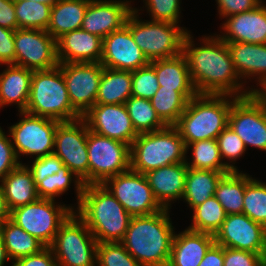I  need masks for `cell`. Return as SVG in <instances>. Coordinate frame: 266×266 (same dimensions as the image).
I'll return each mask as SVG.
<instances>
[{
    "label": "cell",
    "instance_id": "1",
    "mask_svg": "<svg viewBox=\"0 0 266 266\" xmlns=\"http://www.w3.org/2000/svg\"><path fill=\"white\" fill-rule=\"evenodd\" d=\"M189 31L183 42L191 80L198 94H225L245 97L253 92L243 88L235 71L227 43L218 35L203 36V45L195 46Z\"/></svg>",
    "mask_w": 266,
    "mask_h": 266
},
{
    "label": "cell",
    "instance_id": "2",
    "mask_svg": "<svg viewBox=\"0 0 266 266\" xmlns=\"http://www.w3.org/2000/svg\"><path fill=\"white\" fill-rule=\"evenodd\" d=\"M169 209L134 216L120 241L142 266H167L175 235Z\"/></svg>",
    "mask_w": 266,
    "mask_h": 266
},
{
    "label": "cell",
    "instance_id": "3",
    "mask_svg": "<svg viewBox=\"0 0 266 266\" xmlns=\"http://www.w3.org/2000/svg\"><path fill=\"white\" fill-rule=\"evenodd\" d=\"M76 208L97 243L120 242L132 217L103 184L85 185Z\"/></svg>",
    "mask_w": 266,
    "mask_h": 266
},
{
    "label": "cell",
    "instance_id": "4",
    "mask_svg": "<svg viewBox=\"0 0 266 266\" xmlns=\"http://www.w3.org/2000/svg\"><path fill=\"white\" fill-rule=\"evenodd\" d=\"M237 98L225 94H197L190 99L174 125L185 145L216 139L228 126L231 105Z\"/></svg>",
    "mask_w": 266,
    "mask_h": 266
},
{
    "label": "cell",
    "instance_id": "5",
    "mask_svg": "<svg viewBox=\"0 0 266 266\" xmlns=\"http://www.w3.org/2000/svg\"><path fill=\"white\" fill-rule=\"evenodd\" d=\"M186 160V145L175 126L140 133L130 146V169L138 173Z\"/></svg>",
    "mask_w": 266,
    "mask_h": 266
},
{
    "label": "cell",
    "instance_id": "6",
    "mask_svg": "<svg viewBox=\"0 0 266 266\" xmlns=\"http://www.w3.org/2000/svg\"><path fill=\"white\" fill-rule=\"evenodd\" d=\"M25 112L60 122L82 118L70 103L66 83L59 66L50 70L33 71Z\"/></svg>",
    "mask_w": 266,
    "mask_h": 266
},
{
    "label": "cell",
    "instance_id": "7",
    "mask_svg": "<svg viewBox=\"0 0 266 266\" xmlns=\"http://www.w3.org/2000/svg\"><path fill=\"white\" fill-rule=\"evenodd\" d=\"M138 11L140 10L134 8L127 19L126 26L147 59L153 61L181 55L184 38L189 31L171 22L139 20Z\"/></svg>",
    "mask_w": 266,
    "mask_h": 266
},
{
    "label": "cell",
    "instance_id": "8",
    "mask_svg": "<svg viewBox=\"0 0 266 266\" xmlns=\"http://www.w3.org/2000/svg\"><path fill=\"white\" fill-rule=\"evenodd\" d=\"M97 245L85 222L73 211L49 247L58 266H96Z\"/></svg>",
    "mask_w": 266,
    "mask_h": 266
},
{
    "label": "cell",
    "instance_id": "9",
    "mask_svg": "<svg viewBox=\"0 0 266 266\" xmlns=\"http://www.w3.org/2000/svg\"><path fill=\"white\" fill-rule=\"evenodd\" d=\"M74 208L72 205H57L53 199L39 198L33 203L11 210L10 220L49 247L61 224Z\"/></svg>",
    "mask_w": 266,
    "mask_h": 266
},
{
    "label": "cell",
    "instance_id": "10",
    "mask_svg": "<svg viewBox=\"0 0 266 266\" xmlns=\"http://www.w3.org/2000/svg\"><path fill=\"white\" fill-rule=\"evenodd\" d=\"M89 184H103L108 178L130 169V145L101 136L87 127Z\"/></svg>",
    "mask_w": 266,
    "mask_h": 266
},
{
    "label": "cell",
    "instance_id": "11",
    "mask_svg": "<svg viewBox=\"0 0 266 266\" xmlns=\"http://www.w3.org/2000/svg\"><path fill=\"white\" fill-rule=\"evenodd\" d=\"M19 114V117L22 116L20 121L9 127V135L18 160L21 155L40 158L52 154L56 127L60 121L25 111H20Z\"/></svg>",
    "mask_w": 266,
    "mask_h": 266
},
{
    "label": "cell",
    "instance_id": "12",
    "mask_svg": "<svg viewBox=\"0 0 266 266\" xmlns=\"http://www.w3.org/2000/svg\"><path fill=\"white\" fill-rule=\"evenodd\" d=\"M103 185L132 217L151 215L164 209L142 173L129 169L108 178Z\"/></svg>",
    "mask_w": 266,
    "mask_h": 266
},
{
    "label": "cell",
    "instance_id": "13",
    "mask_svg": "<svg viewBox=\"0 0 266 266\" xmlns=\"http://www.w3.org/2000/svg\"><path fill=\"white\" fill-rule=\"evenodd\" d=\"M15 65L32 71L59 66L57 40L47 31L19 28L14 33Z\"/></svg>",
    "mask_w": 266,
    "mask_h": 266
},
{
    "label": "cell",
    "instance_id": "14",
    "mask_svg": "<svg viewBox=\"0 0 266 266\" xmlns=\"http://www.w3.org/2000/svg\"><path fill=\"white\" fill-rule=\"evenodd\" d=\"M85 185H89V159L87 153V124L80 118L60 122L56 127L54 152Z\"/></svg>",
    "mask_w": 266,
    "mask_h": 266
},
{
    "label": "cell",
    "instance_id": "15",
    "mask_svg": "<svg viewBox=\"0 0 266 266\" xmlns=\"http://www.w3.org/2000/svg\"><path fill=\"white\" fill-rule=\"evenodd\" d=\"M228 126L243 140L266 151V106L252 93L238 97L231 105Z\"/></svg>",
    "mask_w": 266,
    "mask_h": 266
},
{
    "label": "cell",
    "instance_id": "16",
    "mask_svg": "<svg viewBox=\"0 0 266 266\" xmlns=\"http://www.w3.org/2000/svg\"><path fill=\"white\" fill-rule=\"evenodd\" d=\"M72 107L83 116L95 105L104 66L96 63H59Z\"/></svg>",
    "mask_w": 266,
    "mask_h": 266
},
{
    "label": "cell",
    "instance_id": "17",
    "mask_svg": "<svg viewBox=\"0 0 266 266\" xmlns=\"http://www.w3.org/2000/svg\"><path fill=\"white\" fill-rule=\"evenodd\" d=\"M214 240L222 247L266 255V228L243 213L228 214Z\"/></svg>",
    "mask_w": 266,
    "mask_h": 266
},
{
    "label": "cell",
    "instance_id": "18",
    "mask_svg": "<svg viewBox=\"0 0 266 266\" xmlns=\"http://www.w3.org/2000/svg\"><path fill=\"white\" fill-rule=\"evenodd\" d=\"M82 119L92 132L130 146L139 135L133 127L125 104H95Z\"/></svg>",
    "mask_w": 266,
    "mask_h": 266
},
{
    "label": "cell",
    "instance_id": "19",
    "mask_svg": "<svg viewBox=\"0 0 266 266\" xmlns=\"http://www.w3.org/2000/svg\"><path fill=\"white\" fill-rule=\"evenodd\" d=\"M100 63L105 68L132 72L149 65L150 61L135 43L130 29L125 25L103 38Z\"/></svg>",
    "mask_w": 266,
    "mask_h": 266
},
{
    "label": "cell",
    "instance_id": "20",
    "mask_svg": "<svg viewBox=\"0 0 266 266\" xmlns=\"http://www.w3.org/2000/svg\"><path fill=\"white\" fill-rule=\"evenodd\" d=\"M133 10L131 0H90L81 29L103 39L125 26Z\"/></svg>",
    "mask_w": 266,
    "mask_h": 266
},
{
    "label": "cell",
    "instance_id": "21",
    "mask_svg": "<svg viewBox=\"0 0 266 266\" xmlns=\"http://www.w3.org/2000/svg\"><path fill=\"white\" fill-rule=\"evenodd\" d=\"M226 19L220 27L225 33L218 34L225 42L266 44V4Z\"/></svg>",
    "mask_w": 266,
    "mask_h": 266
},
{
    "label": "cell",
    "instance_id": "22",
    "mask_svg": "<svg viewBox=\"0 0 266 266\" xmlns=\"http://www.w3.org/2000/svg\"><path fill=\"white\" fill-rule=\"evenodd\" d=\"M102 43V38L82 29L67 32L57 39L59 63L100 62Z\"/></svg>",
    "mask_w": 266,
    "mask_h": 266
},
{
    "label": "cell",
    "instance_id": "23",
    "mask_svg": "<svg viewBox=\"0 0 266 266\" xmlns=\"http://www.w3.org/2000/svg\"><path fill=\"white\" fill-rule=\"evenodd\" d=\"M187 170L186 162H181L144 174L155 198L164 209L171 208L170 202L183 198Z\"/></svg>",
    "mask_w": 266,
    "mask_h": 266
},
{
    "label": "cell",
    "instance_id": "24",
    "mask_svg": "<svg viewBox=\"0 0 266 266\" xmlns=\"http://www.w3.org/2000/svg\"><path fill=\"white\" fill-rule=\"evenodd\" d=\"M214 243V235L186 228L174 235L167 266H199Z\"/></svg>",
    "mask_w": 266,
    "mask_h": 266
},
{
    "label": "cell",
    "instance_id": "25",
    "mask_svg": "<svg viewBox=\"0 0 266 266\" xmlns=\"http://www.w3.org/2000/svg\"><path fill=\"white\" fill-rule=\"evenodd\" d=\"M236 73L242 80L257 79L256 85L266 81V44L226 42ZM256 76V78H255Z\"/></svg>",
    "mask_w": 266,
    "mask_h": 266
},
{
    "label": "cell",
    "instance_id": "26",
    "mask_svg": "<svg viewBox=\"0 0 266 266\" xmlns=\"http://www.w3.org/2000/svg\"><path fill=\"white\" fill-rule=\"evenodd\" d=\"M33 71L14 64L6 65L0 73V108L12 103L18 112L25 111L28 103Z\"/></svg>",
    "mask_w": 266,
    "mask_h": 266
},
{
    "label": "cell",
    "instance_id": "27",
    "mask_svg": "<svg viewBox=\"0 0 266 266\" xmlns=\"http://www.w3.org/2000/svg\"><path fill=\"white\" fill-rule=\"evenodd\" d=\"M0 185L10 211L39 199L32 173L23 163L9 172Z\"/></svg>",
    "mask_w": 266,
    "mask_h": 266
},
{
    "label": "cell",
    "instance_id": "28",
    "mask_svg": "<svg viewBox=\"0 0 266 266\" xmlns=\"http://www.w3.org/2000/svg\"><path fill=\"white\" fill-rule=\"evenodd\" d=\"M90 0H61L51 7L47 32L57 40L63 34L81 29Z\"/></svg>",
    "mask_w": 266,
    "mask_h": 266
},
{
    "label": "cell",
    "instance_id": "29",
    "mask_svg": "<svg viewBox=\"0 0 266 266\" xmlns=\"http://www.w3.org/2000/svg\"><path fill=\"white\" fill-rule=\"evenodd\" d=\"M155 69L159 86L175 91H196L191 80L186 57L181 54L169 59L150 61Z\"/></svg>",
    "mask_w": 266,
    "mask_h": 266
},
{
    "label": "cell",
    "instance_id": "30",
    "mask_svg": "<svg viewBox=\"0 0 266 266\" xmlns=\"http://www.w3.org/2000/svg\"><path fill=\"white\" fill-rule=\"evenodd\" d=\"M227 173L230 172L188 168L182 199L191 209L204 203L214 196L218 182Z\"/></svg>",
    "mask_w": 266,
    "mask_h": 266
},
{
    "label": "cell",
    "instance_id": "31",
    "mask_svg": "<svg viewBox=\"0 0 266 266\" xmlns=\"http://www.w3.org/2000/svg\"><path fill=\"white\" fill-rule=\"evenodd\" d=\"M132 72L103 68L95 104H124L132 96Z\"/></svg>",
    "mask_w": 266,
    "mask_h": 266
},
{
    "label": "cell",
    "instance_id": "32",
    "mask_svg": "<svg viewBox=\"0 0 266 266\" xmlns=\"http://www.w3.org/2000/svg\"><path fill=\"white\" fill-rule=\"evenodd\" d=\"M0 233L12 263L19 258L39 253L46 247L10 219L0 224Z\"/></svg>",
    "mask_w": 266,
    "mask_h": 266
},
{
    "label": "cell",
    "instance_id": "33",
    "mask_svg": "<svg viewBox=\"0 0 266 266\" xmlns=\"http://www.w3.org/2000/svg\"><path fill=\"white\" fill-rule=\"evenodd\" d=\"M251 178L242 171H231L218 182L214 197L223 206L227 215L243 213L245 186Z\"/></svg>",
    "mask_w": 266,
    "mask_h": 266
},
{
    "label": "cell",
    "instance_id": "34",
    "mask_svg": "<svg viewBox=\"0 0 266 266\" xmlns=\"http://www.w3.org/2000/svg\"><path fill=\"white\" fill-rule=\"evenodd\" d=\"M197 94V91H175L159 86L150 101L160 119L167 126H174L185 111L187 102Z\"/></svg>",
    "mask_w": 266,
    "mask_h": 266
},
{
    "label": "cell",
    "instance_id": "35",
    "mask_svg": "<svg viewBox=\"0 0 266 266\" xmlns=\"http://www.w3.org/2000/svg\"><path fill=\"white\" fill-rule=\"evenodd\" d=\"M190 148L192 149V159L190 162L185 161L188 168L231 172V164L227 161L223 162L221 159L216 139L190 143L186 146V154H188Z\"/></svg>",
    "mask_w": 266,
    "mask_h": 266
},
{
    "label": "cell",
    "instance_id": "36",
    "mask_svg": "<svg viewBox=\"0 0 266 266\" xmlns=\"http://www.w3.org/2000/svg\"><path fill=\"white\" fill-rule=\"evenodd\" d=\"M72 180L74 181L77 193V204H79L85 184L81 178H79L74 172L70 171L65 165L59 169L57 173L48 175L36 185L39 198L55 200L57 196L59 197L69 190Z\"/></svg>",
    "mask_w": 266,
    "mask_h": 266
},
{
    "label": "cell",
    "instance_id": "37",
    "mask_svg": "<svg viewBox=\"0 0 266 266\" xmlns=\"http://www.w3.org/2000/svg\"><path fill=\"white\" fill-rule=\"evenodd\" d=\"M124 104L138 134L155 132L167 126L157 115L149 99L131 96Z\"/></svg>",
    "mask_w": 266,
    "mask_h": 266
},
{
    "label": "cell",
    "instance_id": "38",
    "mask_svg": "<svg viewBox=\"0 0 266 266\" xmlns=\"http://www.w3.org/2000/svg\"><path fill=\"white\" fill-rule=\"evenodd\" d=\"M190 230L215 235L226 219V212L220 202L212 196L204 203L193 208Z\"/></svg>",
    "mask_w": 266,
    "mask_h": 266
},
{
    "label": "cell",
    "instance_id": "39",
    "mask_svg": "<svg viewBox=\"0 0 266 266\" xmlns=\"http://www.w3.org/2000/svg\"><path fill=\"white\" fill-rule=\"evenodd\" d=\"M18 28L47 30L51 6L33 0H14Z\"/></svg>",
    "mask_w": 266,
    "mask_h": 266
},
{
    "label": "cell",
    "instance_id": "40",
    "mask_svg": "<svg viewBox=\"0 0 266 266\" xmlns=\"http://www.w3.org/2000/svg\"><path fill=\"white\" fill-rule=\"evenodd\" d=\"M243 214L266 228V183L253 178L247 182Z\"/></svg>",
    "mask_w": 266,
    "mask_h": 266
},
{
    "label": "cell",
    "instance_id": "41",
    "mask_svg": "<svg viewBox=\"0 0 266 266\" xmlns=\"http://www.w3.org/2000/svg\"><path fill=\"white\" fill-rule=\"evenodd\" d=\"M97 266H142L121 242H102L97 245Z\"/></svg>",
    "mask_w": 266,
    "mask_h": 266
},
{
    "label": "cell",
    "instance_id": "42",
    "mask_svg": "<svg viewBox=\"0 0 266 266\" xmlns=\"http://www.w3.org/2000/svg\"><path fill=\"white\" fill-rule=\"evenodd\" d=\"M219 152L222 161L227 159L231 164V171H239L235 166L236 160L240 158L245 152L246 147L243 140L229 127L227 126L216 138ZM225 158V159H224Z\"/></svg>",
    "mask_w": 266,
    "mask_h": 266
},
{
    "label": "cell",
    "instance_id": "43",
    "mask_svg": "<svg viewBox=\"0 0 266 266\" xmlns=\"http://www.w3.org/2000/svg\"><path fill=\"white\" fill-rule=\"evenodd\" d=\"M158 89L155 69L150 64L132 71V96L150 100Z\"/></svg>",
    "mask_w": 266,
    "mask_h": 266
},
{
    "label": "cell",
    "instance_id": "44",
    "mask_svg": "<svg viewBox=\"0 0 266 266\" xmlns=\"http://www.w3.org/2000/svg\"><path fill=\"white\" fill-rule=\"evenodd\" d=\"M152 21H166L179 24L180 0H143Z\"/></svg>",
    "mask_w": 266,
    "mask_h": 266
},
{
    "label": "cell",
    "instance_id": "45",
    "mask_svg": "<svg viewBox=\"0 0 266 266\" xmlns=\"http://www.w3.org/2000/svg\"><path fill=\"white\" fill-rule=\"evenodd\" d=\"M26 166L31 171L34 183L35 185H37L48 175H53L54 173H57V171L61 169L64 164L57 155L52 153L44 157L35 158L31 166Z\"/></svg>",
    "mask_w": 266,
    "mask_h": 266
},
{
    "label": "cell",
    "instance_id": "46",
    "mask_svg": "<svg viewBox=\"0 0 266 266\" xmlns=\"http://www.w3.org/2000/svg\"><path fill=\"white\" fill-rule=\"evenodd\" d=\"M224 266H266V255L224 247Z\"/></svg>",
    "mask_w": 266,
    "mask_h": 266
},
{
    "label": "cell",
    "instance_id": "47",
    "mask_svg": "<svg viewBox=\"0 0 266 266\" xmlns=\"http://www.w3.org/2000/svg\"><path fill=\"white\" fill-rule=\"evenodd\" d=\"M20 164L10 136L5 135L0 126V181Z\"/></svg>",
    "mask_w": 266,
    "mask_h": 266
},
{
    "label": "cell",
    "instance_id": "48",
    "mask_svg": "<svg viewBox=\"0 0 266 266\" xmlns=\"http://www.w3.org/2000/svg\"><path fill=\"white\" fill-rule=\"evenodd\" d=\"M217 2V8L219 18L230 17L242 12H248L255 9L260 5L262 0H215Z\"/></svg>",
    "mask_w": 266,
    "mask_h": 266
},
{
    "label": "cell",
    "instance_id": "49",
    "mask_svg": "<svg viewBox=\"0 0 266 266\" xmlns=\"http://www.w3.org/2000/svg\"><path fill=\"white\" fill-rule=\"evenodd\" d=\"M11 266H58L50 247H45L39 253L15 260Z\"/></svg>",
    "mask_w": 266,
    "mask_h": 266
},
{
    "label": "cell",
    "instance_id": "50",
    "mask_svg": "<svg viewBox=\"0 0 266 266\" xmlns=\"http://www.w3.org/2000/svg\"><path fill=\"white\" fill-rule=\"evenodd\" d=\"M15 31L0 26V65H15Z\"/></svg>",
    "mask_w": 266,
    "mask_h": 266
},
{
    "label": "cell",
    "instance_id": "51",
    "mask_svg": "<svg viewBox=\"0 0 266 266\" xmlns=\"http://www.w3.org/2000/svg\"><path fill=\"white\" fill-rule=\"evenodd\" d=\"M0 26L13 31L19 29L14 0H0Z\"/></svg>",
    "mask_w": 266,
    "mask_h": 266
},
{
    "label": "cell",
    "instance_id": "52",
    "mask_svg": "<svg viewBox=\"0 0 266 266\" xmlns=\"http://www.w3.org/2000/svg\"><path fill=\"white\" fill-rule=\"evenodd\" d=\"M199 266H224V247L214 243Z\"/></svg>",
    "mask_w": 266,
    "mask_h": 266
},
{
    "label": "cell",
    "instance_id": "53",
    "mask_svg": "<svg viewBox=\"0 0 266 266\" xmlns=\"http://www.w3.org/2000/svg\"><path fill=\"white\" fill-rule=\"evenodd\" d=\"M10 219V210L8 208L3 189L0 185V224Z\"/></svg>",
    "mask_w": 266,
    "mask_h": 266
},
{
    "label": "cell",
    "instance_id": "54",
    "mask_svg": "<svg viewBox=\"0 0 266 266\" xmlns=\"http://www.w3.org/2000/svg\"><path fill=\"white\" fill-rule=\"evenodd\" d=\"M250 90L266 106V81L261 85V88H250Z\"/></svg>",
    "mask_w": 266,
    "mask_h": 266
},
{
    "label": "cell",
    "instance_id": "55",
    "mask_svg": "<svg viewBox=\"0 0 266 266\" xmlns=\"http://www.w3.org/2000/svg\"><path fill=\"white\" fill-rule=\"evenodd\" d=\"M10 258L7 254L3 238L0 233V266H4L5 262H9Z\"/></svg>",
    "mask_w": 266,
    "mask_h": 266
},
{
    "label": "cell",
    "instance_id": "56",
    "mask_svg": "<svg viewBox=\"0 0 266 266\" xmlns=\"http://www.w3.org/2000/svg\"><path fill=\"white\" fill-rule=\"evenodd\" d=\"M30 1V0H29ZM42 4H47L51 7H53L54 5H56L59 1L61 0H33Z\"/></svg>",
    "mask_w": 266,
    "mask_h": 266
}]
</instances>
